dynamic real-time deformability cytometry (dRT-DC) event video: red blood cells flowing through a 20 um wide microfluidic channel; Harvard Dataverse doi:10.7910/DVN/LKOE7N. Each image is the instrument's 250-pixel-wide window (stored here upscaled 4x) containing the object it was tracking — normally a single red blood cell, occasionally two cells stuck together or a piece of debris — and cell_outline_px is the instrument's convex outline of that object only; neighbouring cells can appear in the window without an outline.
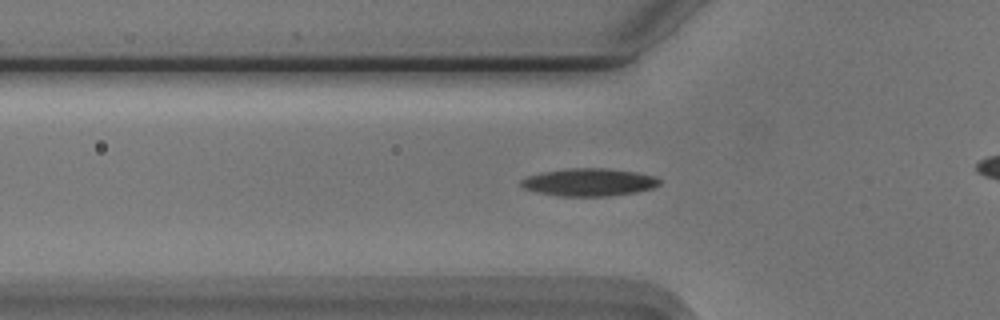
{"species": "Egyptian fruit bat (a non-hibernating species)", "species_latin": "Rousettus aegyptiacus", "temperature_condition": "cold", "stored_images_in_passage": 31, "camera_frame_rate_fps": 3000, "um_per_image_px": 0.085, "animal": {"sex": "male"}, "frame": {"image": 1, "passage_image": 10, "time_ms": 3.0, "image_size_px": [1000, 320], "cell_outline_px": [[660, 184], [652, 188], [636, 192], [608, 196], [560, 196], [540, 192], [524, 188], [520, 184], [520, 180], [528, 176], [540, 172], [564, 168], [608, 168], [636, 172], [656, 176], [660, 180]], "centroid_in_image_um": [50.07, 15.47], "position_along_channel_um": 75.7, "area_um2": 22.37}}
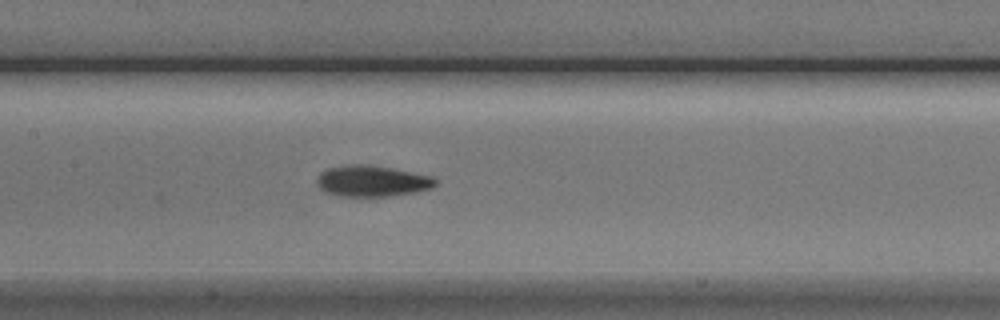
{"frame": {"image": 2, "passage_image": 18, "time_ms": 5.667, "image_size_px": [1000, 320], "cell_outline_px": [[436, 184], [432, 188], [416, 192], [392, 196], [336, 196], [324, 192], [316, 184], [316, 180], [320, 172], [328, 168], [344, 164], [364, 164], [392, 168], [432, 176], [436, 180]], "centroid_in_image_um": [31.58, 15.39], "position_along_channel_um": 175.8, "area_um2": 21.73}}
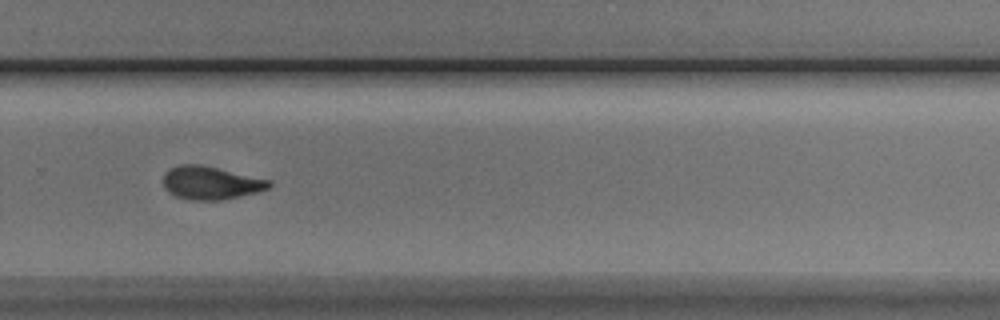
{"frame": {"image": 3, "passage_image": 29, "time_ms": 9.333, "image_size_px": [1000, 320], "cell_outline_px": [[272, 184], [268, 188], [256, 192], [224, 200], [188, 200], [176, 196], [168, 192], [164, 188], [164, 172], [180, 164], [200, 164], [272, 180]], "centroid_in_image_um": [17.91, 15.55], "position_along_channel_um": 311.9, "area_um2": 20.46}}